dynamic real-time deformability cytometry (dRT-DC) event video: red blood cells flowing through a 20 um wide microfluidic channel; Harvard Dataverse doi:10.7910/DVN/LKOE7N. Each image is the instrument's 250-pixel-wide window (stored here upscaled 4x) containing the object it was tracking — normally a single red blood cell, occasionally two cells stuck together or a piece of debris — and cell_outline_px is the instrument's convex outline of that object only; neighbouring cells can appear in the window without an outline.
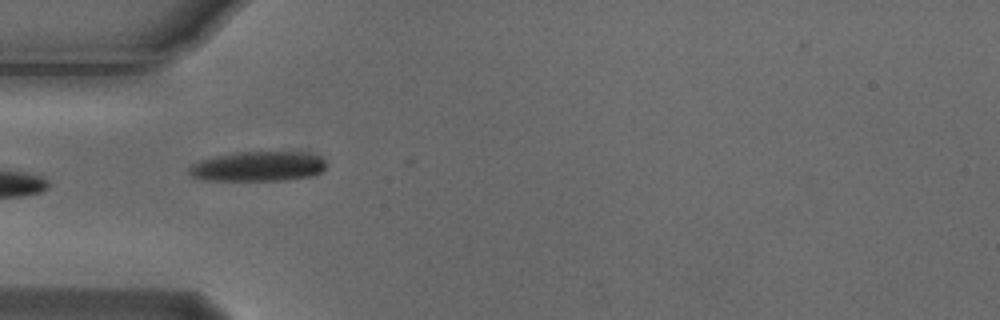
{"species": "Egyptian fruit bat (a non-hibernating species)", "species_latin": "Rousettus aegyptiacus", "temperature_condition": "cold", "stored_images_in_passage": 6, "camera_frame_rate_fps": 3000, "um_per_image_px": 0.085, "animal": {"sex": "male"}, "frame": {"image": 1, "passage_image": 5, "time_ms": 1.333, "image_size_px": [1000, 320], "cell_outline_px": [[324, 168], [320, 172], [312, 176], [288, 180], [204, 180], [192, 176], [188, 172], [188, 168], [192, 164], [200, 160], [216, 156], [236, 152], [300, 152], [320, 156], [324, 160]], "centroid_in_image_um": [21.91, 14.15], "position_along_channel_um": 63.1, "area_um2": 23.76}}
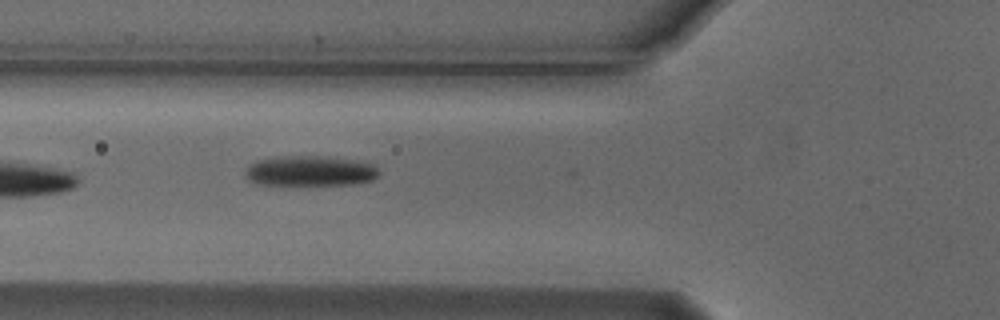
{"frame": {"image": 2, "passage_image": 6, "time_ms": 1.667, "image_size_px": [1000, 320], "cell_outline_px": [[380, 172], [372, 180], [352, 184], [256, 184], [248, 180], [244, 172], [248, 164], [256, 160], [284, 156], [324, 156], [352, 160], [372, 164]], "centroid_in_image_um": [26.3, 14.52], "position_along_channel_um": 99.5, "area_um2": 23.35}}